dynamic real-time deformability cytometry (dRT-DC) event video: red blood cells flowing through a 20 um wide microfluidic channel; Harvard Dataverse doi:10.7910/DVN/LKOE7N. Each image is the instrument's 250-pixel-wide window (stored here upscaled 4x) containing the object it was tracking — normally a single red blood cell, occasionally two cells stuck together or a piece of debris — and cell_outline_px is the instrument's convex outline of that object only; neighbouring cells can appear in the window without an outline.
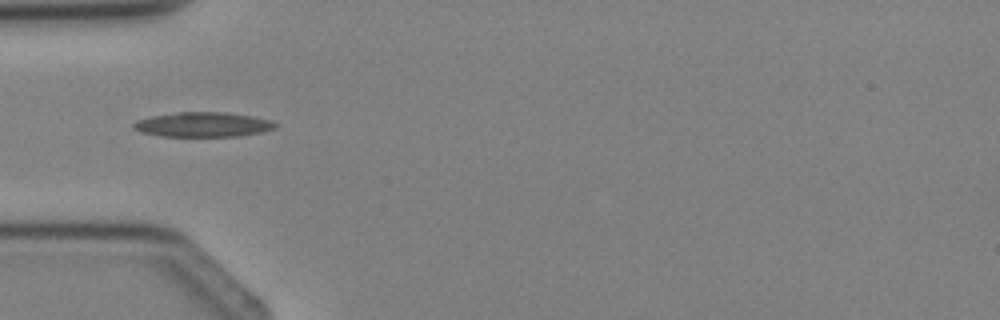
{"species": "Egyptian fruit bat (a non-hibernating species)", "species_latin": "Rousettus aegyptiacus", "temperature_condition": "cold", "stored_images_in_passage": 4, "camera_frame_rate_fps": 3000, "um_per_image_px": 0.085, "animal": {"sex": "female"}, "frame": {"image": 1, "passage_image": 4, "time_ms": 4.333, "image_size_px": [1000, 320], "cell_outline_px": [[276, 128], [260, 132], [240, 136], [160, 136], [140, 132], [132, 128], [132, 124], [136, 120], [152, 116], [176, 112], [224, 112], [252, 116], [272, 120], [276, 124]], "centroid_in_image_um": [17.22, 10.58], "position_along_channel_um": 67.8, "area_um2": 20.46}}